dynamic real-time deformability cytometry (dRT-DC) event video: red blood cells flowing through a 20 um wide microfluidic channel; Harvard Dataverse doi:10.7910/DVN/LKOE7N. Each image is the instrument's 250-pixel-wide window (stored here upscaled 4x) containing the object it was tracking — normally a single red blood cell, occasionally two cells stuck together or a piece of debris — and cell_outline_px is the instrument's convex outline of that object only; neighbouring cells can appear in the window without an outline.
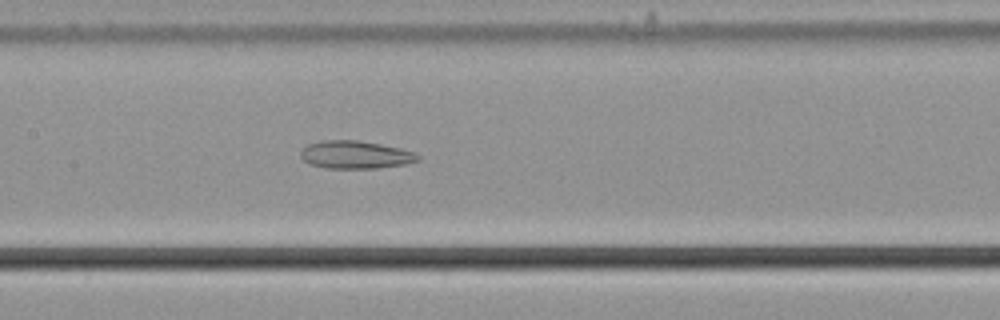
{"species": "common noctule bat (a hibernating species)", "species_latin": "Nyctalus noctula", "temperature_condition": "cold", "stored_images_in_passage": 54, "camera_frame_rate_fps": 3000, "um_per_image_px": 0.085, "animal": {"sex": "male", "body_mass_g": 21.5, "forearm_length_mm": 52.0}, "frame": {"image": 1, "passage_image": 28, "time_ms": 9.0, "image_size_px": [1000, 320], "cell_outline_px": [[420, 160], [404, 164], [376, 168], [324, 168], [308, 164], [300, 156], [300, 152], [308, 144], [320, 140], [356, 140], [380, 144], [400, 148], [416, 152], [420, 156]], "centroid_in_image_um": [30.2, 13.15], "position_along_channel_um": 177.2, "area_um2": 19.07}}
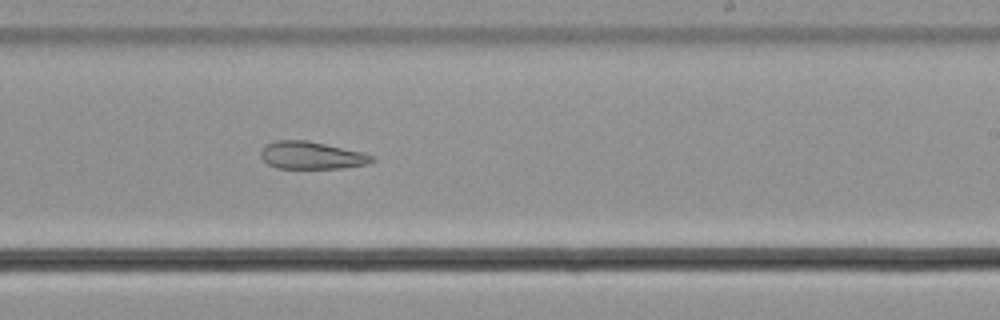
{"frame": {"image": 2, "passage_image": 35, "time_ms": 11.333, "image_size_px": [1000, 320], "cell_outline_px": [[376, 160], [368, 164], [344, 168], [276, 168], [268, 164], [260, 156], [260, 152], [264, 144], [276, 140], [308, 140], [364, 152], [372, 156]], "centroid_in_image_um": [26.48, 13.2], "position_along_channel_um": 262.5, "area_um2": 18.03}}
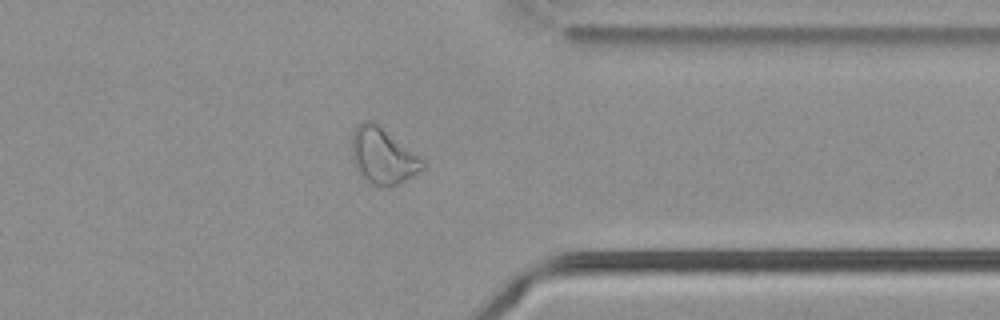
{"frame": {"image": 3, "passage_image": 45, "time_ms": 14.667, "image_size_px": [1000, 320], "cell_outline_px": [[424, 168], [412, 176], [388, 188], [372, 184], [356, 168], [352, 160], [352, 132], [364, 120], [372, 120], [424, 160]], "centroid_in_image_um": [32.53, 13.25], "position_along_channel_um": 378.9, "area_um2": 22.6}}